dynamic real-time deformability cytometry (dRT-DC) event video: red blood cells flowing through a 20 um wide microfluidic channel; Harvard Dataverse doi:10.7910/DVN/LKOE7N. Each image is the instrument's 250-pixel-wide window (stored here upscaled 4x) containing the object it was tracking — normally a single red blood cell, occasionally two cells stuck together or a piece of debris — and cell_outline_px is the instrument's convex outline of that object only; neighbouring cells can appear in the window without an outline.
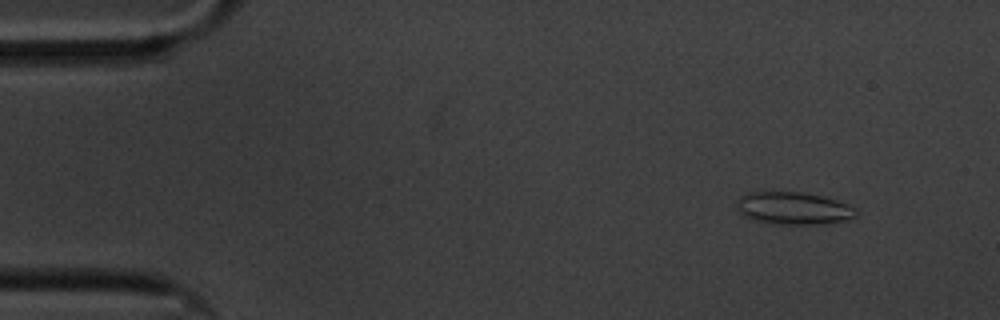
{"species": "common noctule bat (a hibernating species)", "species_latin": "Nyctalus noctula", "temperature_condition": "cold", "stored_images_in_passage": 59, "camera_frame_rate_fps": 3000, "um_per_image_px": 0.085, "animal": {"sex": "male", "body_mass_g": 20.1, "forearm_length_mm": 53.5}, "frame": {"image": 1, "passage_image": 5, "time_ms": 1.333, "image_size_px": [1000, 320], "cell_outline_px": [[856, 216], [844, 220], [824, 224], [776, 224], [752, 220], [744, 216], [740, 212], [736, 204], [740, 196], [748, 192], [804, 192], [824, 196], [848, 204], [856, 208]], "centroid_in_image_um": [67.44, 17.7], "position_along_channel_um": 17.6, "area_um2": 22.66}}
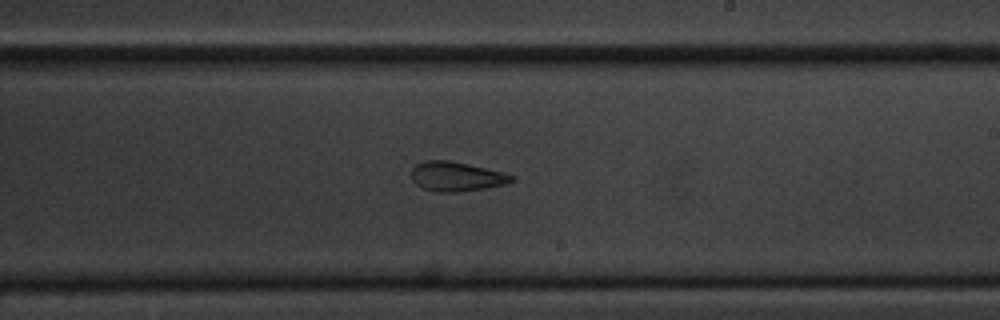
{"frame": {"image": 2, "passage_image": 34, "time_ms": 11.0, "image_size_px": [1000, 320], "cell_outline_px": [[516, 180], [504, 184], [484, 188], [456, 192], [436, 192], [424, 188], [416, 184], [412, 180], [412, 168], [416, 164], [424, 160], [448, 160], [468, 164], [516, 176]], "centroid_in_image_um": [38.77, 15.0], "position_along_channel_um": 250.2, "area_um2": 17.05}}
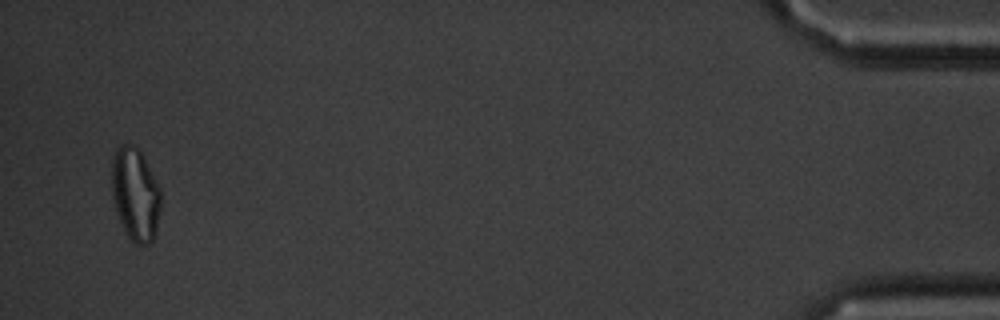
{"frame": {"image": 3, "passage_image": 57, "time_ms": 18.667, "image_size_px": [1000, 320], "cell_outline_px": [[160, 208], [156, 228], [152, 240], [148, 244], [132, 244], [124, 232], [116, 212], [112, 200], [112, 156], [116, 148], [120, 144], [132, 144], [144, 156], [160, 188]], "centroid_in_image_um": [11.48, 16.51], "position_along_channel_um": 423.7, "area_um2": 26.82}, "authors_computed_cell_mechanics": {"area_um2": 20.0566, "velocity_mm_per_s": 3.3412, "shape_relaxation_time_tau1_ms": null, "shape_relaxation_time_tau2_ms": 3.8839, "deformation_change_tau1": null, "deformation_change_tau2": 0.104}}